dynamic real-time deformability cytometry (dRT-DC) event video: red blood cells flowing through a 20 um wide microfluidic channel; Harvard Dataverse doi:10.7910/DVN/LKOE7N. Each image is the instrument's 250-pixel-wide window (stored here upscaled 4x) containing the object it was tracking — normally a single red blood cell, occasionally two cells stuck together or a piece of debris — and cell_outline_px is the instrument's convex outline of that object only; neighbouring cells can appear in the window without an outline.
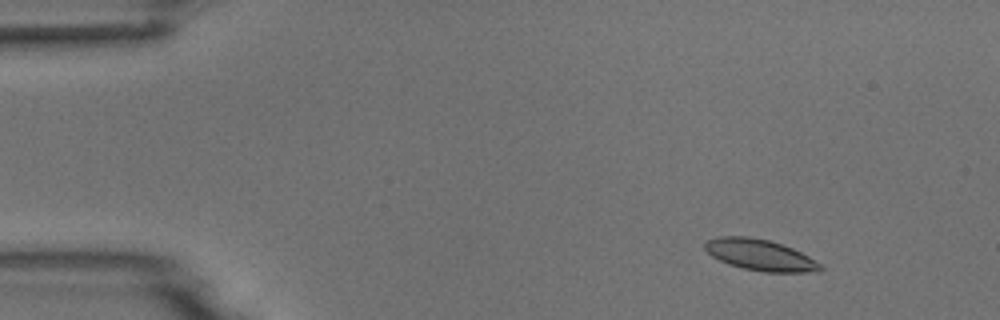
{"species": "common noctule bat (a hibernating species)", "species_latin": "Nyctalus noctula", "temperature_condition": "room temperature", "stored_images_in_passage": 5, "camera_frame_rate_fps": 3000, "um_per_image_px": 0.085, "animal": {"sex": "male", "body_mass_g": 18.8}, "frame": {"image": 1, "passage_image": 2, "time_ms": 1.333, "image_size_px": [1000, 320], "cell_outline_px": [[824, 268], [820, 272], [764, 272], [744, 268], [728, 264], [712, 256], [704, 248], [704, 244], [708, 240], [720, 236], [748, 236], [768, 240], [792, 248], [808, 256], [820, 264]], "centroid_in_image_um": [64.61, 21.67], "position_along_channel_um": 20.4, "area_um2": 20.81}}
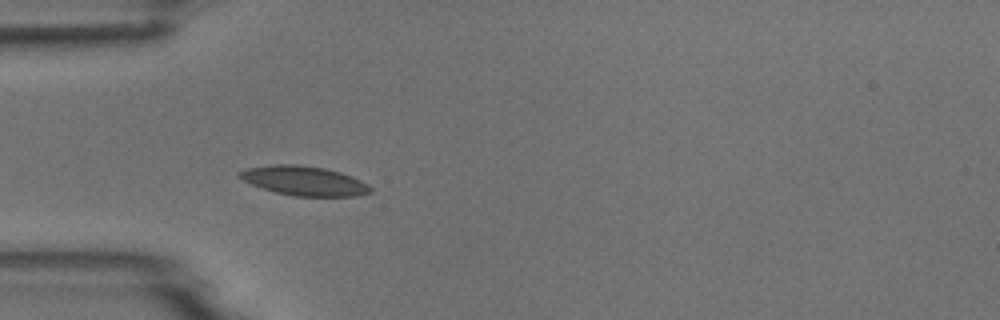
{"frame": {"image": 2, "passage_image": 5, "time_ms": 4.667, "image_size_px": [1000, 320], "cell_outline_px": [[372, 192], [356, 196], [292, 196], [276, 192], [252, 184], [236, 176], [236, 172], [248, 168], [272, 164], [300, 164], [324, 168], [340, 172], [352, 176], [368, 184], [372, 188]], "centroid_in_image_um": [25.85, 15.36], "position_along_channel_um": 59.1, "area_um2": 22.48}}